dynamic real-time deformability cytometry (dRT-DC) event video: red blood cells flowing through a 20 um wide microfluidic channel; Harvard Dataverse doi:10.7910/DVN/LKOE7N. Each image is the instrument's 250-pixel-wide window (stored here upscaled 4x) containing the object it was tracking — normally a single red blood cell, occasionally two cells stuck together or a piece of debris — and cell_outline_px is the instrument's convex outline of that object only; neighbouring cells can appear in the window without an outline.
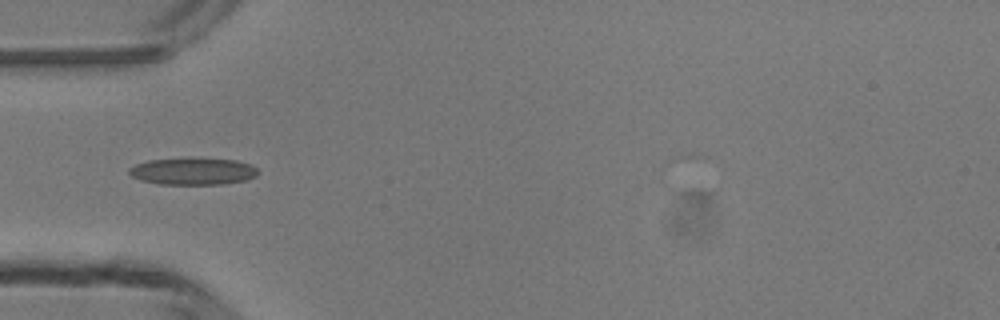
{"species": "common noctule bat (a hibernating species)", "species_latin": "Nyctalus noctula", "temperature_condition": "room temperature", "stored_images_in_passage": 3, "camera_frame_rate_fps": 3000, "um_per_image_px": 0.085, "animal": {"sex": "male", "body_mass_g": 13.3}, "frame": {"image": 1, "passage_image": 3, "time_ms": 2.333, "image_size_px": [1000, 320], "cell_outline_px": [[260, 172], [256, 176], [244, 180], [224, 184], [156, 184], [140, 180], [132, 176], [128, 172], [128, 168], [136, 164], [148, 160], [236, 160], [248, 164], [256, 168]], "centroid_in_image_um": [16.37, 14.6], "position_along_channel_um": 68.6, "area_um2": 19.59}}